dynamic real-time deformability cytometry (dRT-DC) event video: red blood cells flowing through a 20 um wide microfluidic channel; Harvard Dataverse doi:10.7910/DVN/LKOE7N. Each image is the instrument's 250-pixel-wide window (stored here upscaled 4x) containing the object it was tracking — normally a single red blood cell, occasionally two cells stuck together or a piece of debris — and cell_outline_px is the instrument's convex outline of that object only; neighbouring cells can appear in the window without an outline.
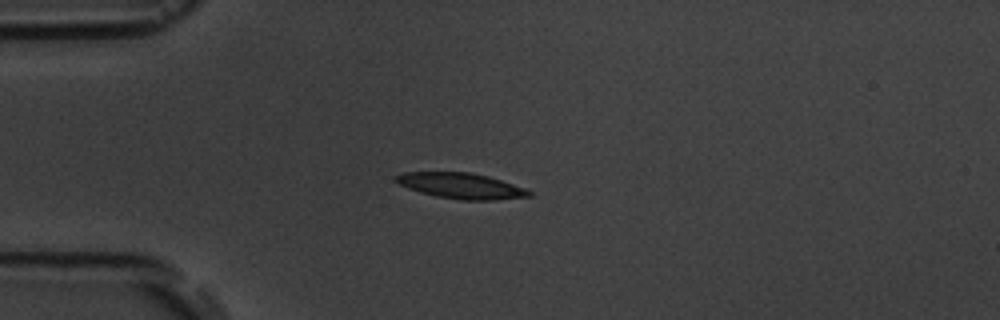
{"species": "common noctule bat (a hibernating species)", "species_latin": "Nyctalus noctula", "temperature_condition": "room temperature", "stored_images_in_passage": 5, "camera_frame_rate_fps": 3000, "um_per_image_px": 0.085, "animal": {"sex": "male", "body_mass_g": 19.5, "forearm_length_mm": 54.6}, "frame": {"image": 1, "passage_image": 4, "time_ms": 3.333, "image_size_px": [1000, 320], "cell_outline_px": [[532, 196], [492, 200], [460, 200], [436, 196], [420, 192], [408, 188], [392, 180], [396, 176], [404, 172], [472, 172], [488, 176], [524, 188], [532, 192]], "centroid_in_image_um": [39.17, 15.79], "position_along_channel_um": 45.8, "area_um2": 19.83}}